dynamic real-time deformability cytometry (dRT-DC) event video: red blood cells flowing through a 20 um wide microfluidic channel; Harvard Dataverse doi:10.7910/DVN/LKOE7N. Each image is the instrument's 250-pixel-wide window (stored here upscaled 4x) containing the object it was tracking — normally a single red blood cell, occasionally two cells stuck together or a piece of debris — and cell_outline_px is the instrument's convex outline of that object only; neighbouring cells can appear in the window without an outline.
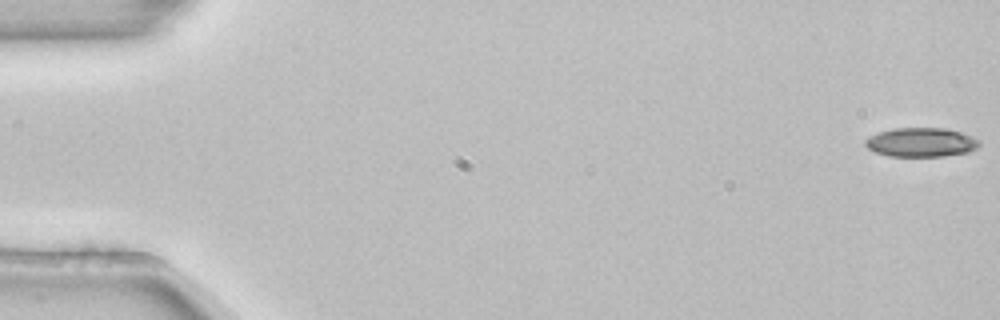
{"species": "common noctule bat (a hibernating species)", "species_latin": "Nyctalus noctula", "temperature_condition": "room temperature", "stored_images_in_passage": 54, "camera_frame_rate_fps": 3000, "um_per_image_px": 0.085, "animal": {"sex": "female", "body_mass_g": 22.7, "forearm_length_mm": 54.2}, "frame": {"image": 1, "passage_image": 1, "time_ms": 0.0, "image_size_px": [1000, 320], "cell_outline_px": [[980, 144], [976, 148], [968, 152], [944, 156], [888, 156], [876, 152], [868, 148], [864, 144], [864, 140], [880, 132], [896, 128], [944, 128], [960, 132], [980, 140]], "centroid_in_image_um": [78.3, 12.1], "position_along_channel_um": 6.7, "area_um2": 19.13}}
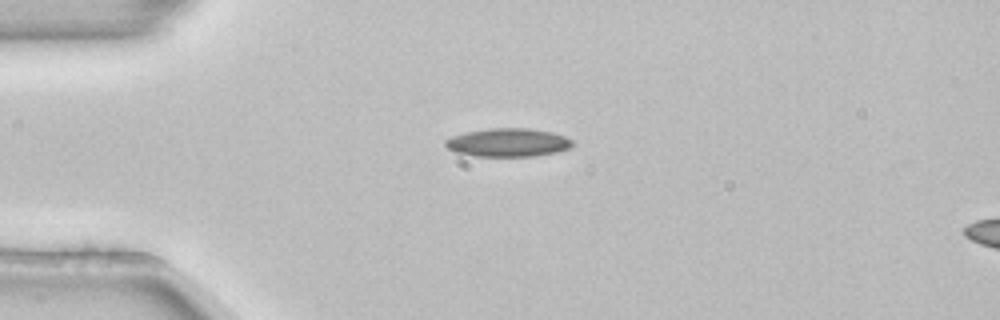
{"frame": {"image": 2, "passage_image": 14, "time_ms": 4.333, "image_size_px": [1000, 320], "cell_outline_px": [[572, 144], [568, 148], [556, 152], [532, 156], [472, 156], [456, 152], [448, 148], [444, 144], [444, 140], [452, 136], [464, 132], [488, 128], [528, 128], [552, 132], [564, 136], [572, 140]], "centroid_in_image_um": [43.13, 12.1], "position_along_channel_um": 41.9, "area_um2": 20.98}}
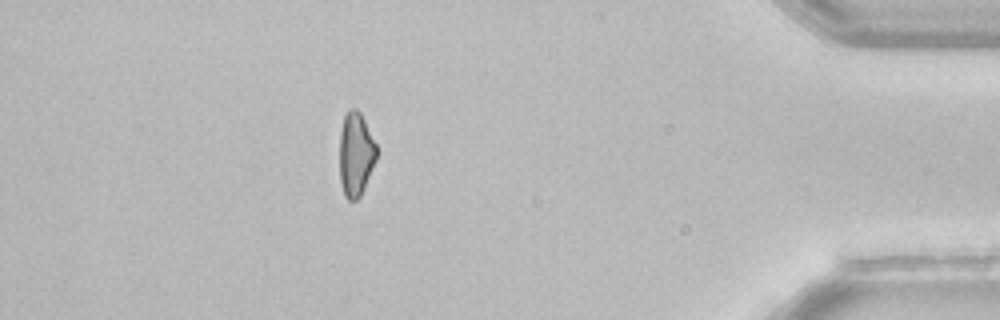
{"frame": {"image": 3, "passage_image": 48, "time_ms": 15.667, "image_size_px": [1000, 320], "cell_outline_px": [[376, 160], [364, 188], [360, 196], [356, 200], [348, 200], [344, 196], [340, 180], [340, 132], [344, 116], [348, 108], [356, 108], [360, 112], [376, 144]], "centroid_in_image_um": [30.23, 13.11], "position_along_channel_um": 405.0, "area_um2": 18.03}, "authors_computed_cell_mechanics": {"area_um2": 19.6809, "velocity_mm_per_s": 3.8589, "shape_relaxation_time_tau1_ms": 11.1268, "shape_relaxation_time_tau2_ms": null, "deformation_change_tau1": 0.2256, "deformation_change_tau2": null}}